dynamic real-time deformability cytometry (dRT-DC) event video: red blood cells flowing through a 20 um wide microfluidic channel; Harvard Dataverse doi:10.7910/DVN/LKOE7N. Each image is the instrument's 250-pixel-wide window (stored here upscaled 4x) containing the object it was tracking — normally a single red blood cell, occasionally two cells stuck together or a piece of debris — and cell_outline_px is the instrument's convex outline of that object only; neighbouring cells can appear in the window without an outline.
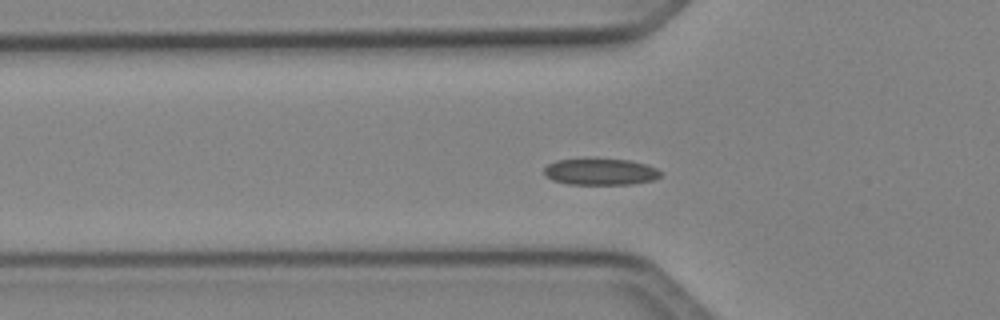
{"species": "Egyptian fruit bat (a non-hibernating species)", "species_latin": "Rousettus aegyptiacus", "temperature_condition": "cold", "stored_images_in_passage": 51, "camera_frame_rate_fps": 3000, "um_per_image_px": 0.085, "animal": {"sex": "female"}, "frame": {"image": 1, "passage_image": 17, "time_ms": 5.333, "image_size_px": [1000, 320], "cell_outline_px": [[664, 172], [660, 176], [652, 180], [632, 184], [568, 184], [552, 180], [544, 176], [544, 168], [548, 164], [556, 160], [592, 156], [628, 160], [648, 164]], "centroid_in_image_um": [51.01, 14.55], "position_along_channel_um": 74.8, "area_um2": 18.84}}
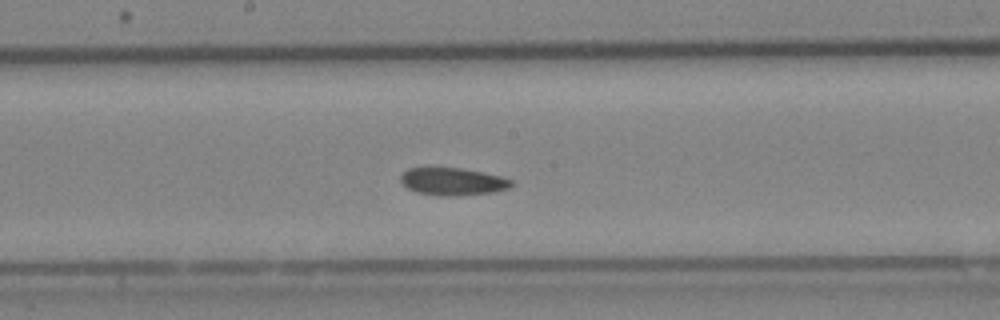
{"frame": {"image": 2, "passage_image": 27, "time_ms": 8.667, "image_size_px": [1000, 320], "cell_outline_px": [[512, 184], [508, 188], [492, 192], [456, 196], [436, 196], [416, 192], [400, 184], [400, 176], [408, 168], [460, 168], [500, 176], [512, 180]], "centroid_in_image_um": [38.42, 15.44], "position_along_channel_um": 209.8, "area_um2": 17.69}}
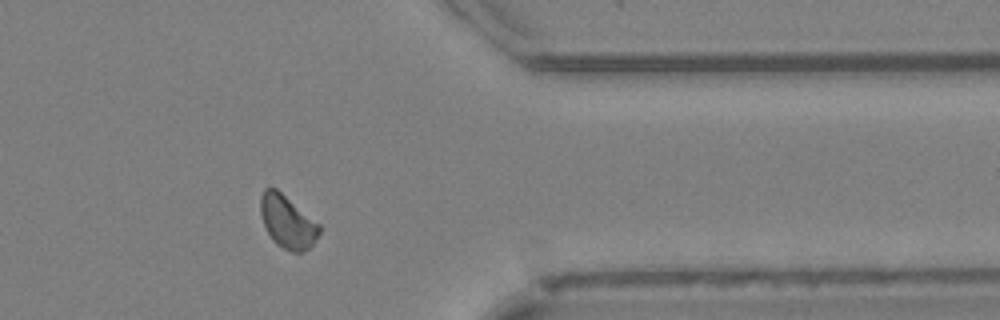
{"frame": {"image": 3, "passage_image": 41, "time_ms": 13.333, "image_size_px": [1000, 320], "cell_outline_px": [[320, 232], [312, 244], [304, 252], [292, 252], [276, 244], [272, 240], [264, 224], [260, 212], [260, 196], [264, 188], [276, 188], [320, 224]], "centroid_in_image_um": [24.42, 18.84], "position_along_channel_um": 387.0, "area_um2": 17.98}, "authors_computed_cell_mechanics": {"area_um2": 18.0914, "velocity_mm_per_s": 4.0594, "shape_relaxation_time_tau1_ms": null, "shape_relaxation_time_tau2_ms": 4.4928, "deformation_change_tau1": null, "deformation_change_tau2": 0.0871}}